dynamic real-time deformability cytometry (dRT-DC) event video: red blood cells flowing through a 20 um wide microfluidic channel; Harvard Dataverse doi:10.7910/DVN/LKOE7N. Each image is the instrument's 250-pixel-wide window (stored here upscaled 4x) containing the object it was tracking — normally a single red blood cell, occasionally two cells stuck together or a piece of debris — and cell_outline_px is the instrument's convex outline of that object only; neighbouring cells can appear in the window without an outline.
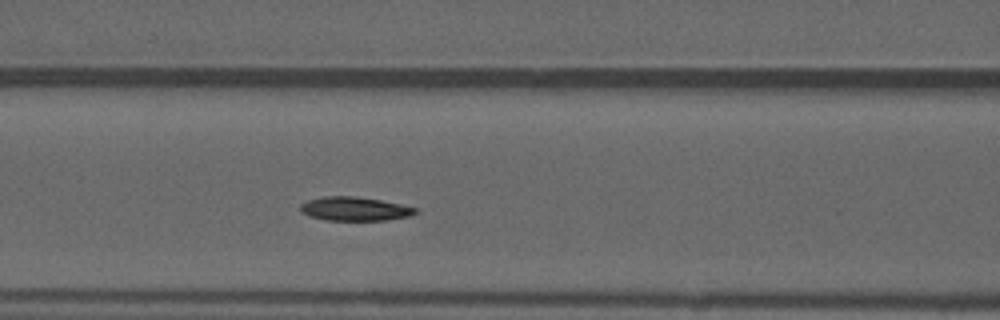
{"species": "common noctule bat (a hibernating species)", "species_latin": "Nyctalus noctula", "temperature_condition": "warm", "stored_images_in_passage": 43, "camera_frame_rate_fps": 3000, "um_per_image_px": 0.085, "animal": {"sex": "male", "forearm_length_mm": 52.5}, "frame": {"image": 1, "passage_image": 13, "time_ms": 4.0, "image_size_px": [1000, 320], "cell_outline_px": [[420, 212], [408, 216], [384, 220], [324, 220], [300, 212], [300, 204], [308, 200], [324, 196], [356, 196], [380, 200], [420, 208]], "centroid_in_image_um": [30.17, 17.74], "position_along_channel_um": 136.4, "area_um2": 16.01}}